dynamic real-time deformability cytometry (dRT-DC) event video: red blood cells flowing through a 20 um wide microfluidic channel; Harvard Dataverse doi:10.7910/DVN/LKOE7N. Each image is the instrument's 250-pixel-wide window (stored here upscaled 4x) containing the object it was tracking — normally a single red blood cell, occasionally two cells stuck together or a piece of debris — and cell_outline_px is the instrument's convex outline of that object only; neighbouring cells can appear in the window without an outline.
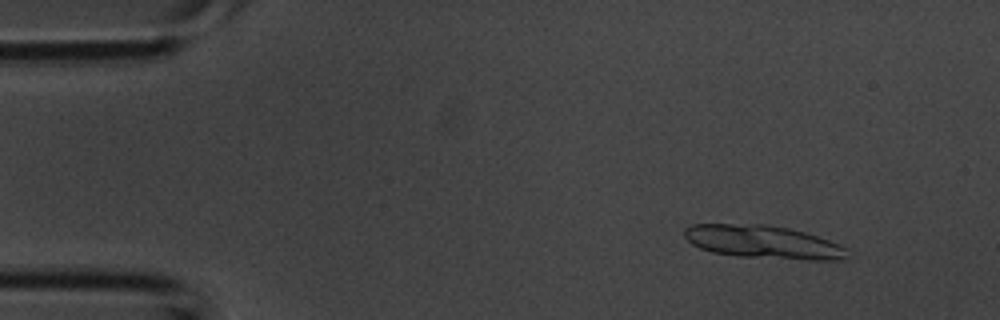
{"species": "common noctule bat (a hibernating species)", "species_latin": "Nyctalus noctula", "temperature_condition": "room temperature", "stored_images_in_passage": 3, "camera_frame_rate_fps": 3000, "um_per_image_px": 0.085, "animal": {"sex": "male", "body_mass_g": 20.1, "forearm_length_mm": 53.5}, "frame": {"image": 1, "passage_image": 1, "time_ms": 0.0, "image_size_px": [1000, 320], "cell_outline_px": [[848, 248], [844, 260], [808, 260], [736, 256], [712, 252], [700, 248], [692, 244], [684, 236], [684, 228], [692, 224], [764, 224], [788, 228], [804, 232], [828, 240]], "centroid_in_image_um": [64.85, 20.57], "position_along_channel_um": 20.2, "area_um2": 31.44}}